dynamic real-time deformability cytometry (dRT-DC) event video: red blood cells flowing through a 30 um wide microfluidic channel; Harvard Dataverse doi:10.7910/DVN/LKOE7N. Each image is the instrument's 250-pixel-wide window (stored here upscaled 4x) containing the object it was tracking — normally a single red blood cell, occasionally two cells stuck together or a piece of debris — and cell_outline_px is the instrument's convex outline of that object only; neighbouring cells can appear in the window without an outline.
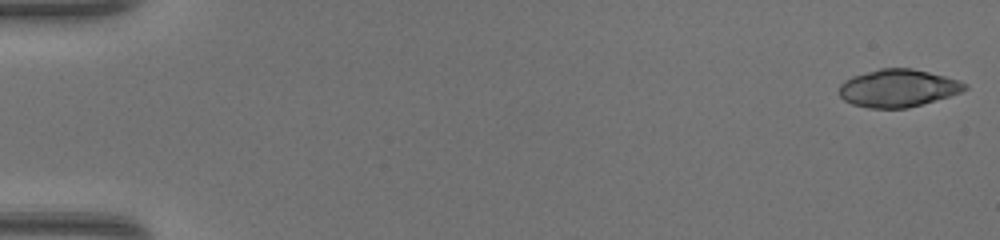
{"species": "common noctule bat (a hibernating species)", "species_latin": "Nyctalus noctula", "temperature_condition": "warm", "stored_images_in_passage": 48, "camera_frame_rate_fps": 3000, "um_per_image_px": 0.085, "animal": {"sex": "female", "body_mass_g": 17.0, "forearm_length_mm": 48.0}, "frame": {"image": 1, "passage_image": 1, "time_ms": 0.0, "image_size_px": [1000, 240], "cell_outline_px": [[968, 88], [960, 92], [948, 96], [908, 108], [868, 108], [852, 104], [844, 100], [840, 96], [840, 84], [844, 80], [852, 76], [880, 68], [912, 68], [960, 80], [968, 84]], "centroid_in_image_um": [76.32, 7.49], "position_along_channel_um": 8.7, "area_um2": 27.46}}
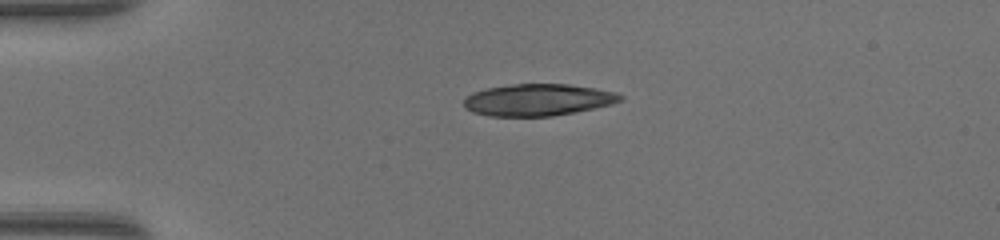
{"frame": {"image": 2, "passage_image": 12, "time_ms": 3.667, "image_size_px": [1000, 240], "cell_outline_px": [[624, 100], [612, 104], [552, 116], [488, 116], [472, 112], [464, 108], [464, 96], [472, 92], [484, 88], [512, 84], [568, 84], [596, 88], [616, 92], [624, 96]], "centroid_in_image_um": [45.69, 8.48], "position_along_channel_um": 39.3, "area_um2": 29.25}}